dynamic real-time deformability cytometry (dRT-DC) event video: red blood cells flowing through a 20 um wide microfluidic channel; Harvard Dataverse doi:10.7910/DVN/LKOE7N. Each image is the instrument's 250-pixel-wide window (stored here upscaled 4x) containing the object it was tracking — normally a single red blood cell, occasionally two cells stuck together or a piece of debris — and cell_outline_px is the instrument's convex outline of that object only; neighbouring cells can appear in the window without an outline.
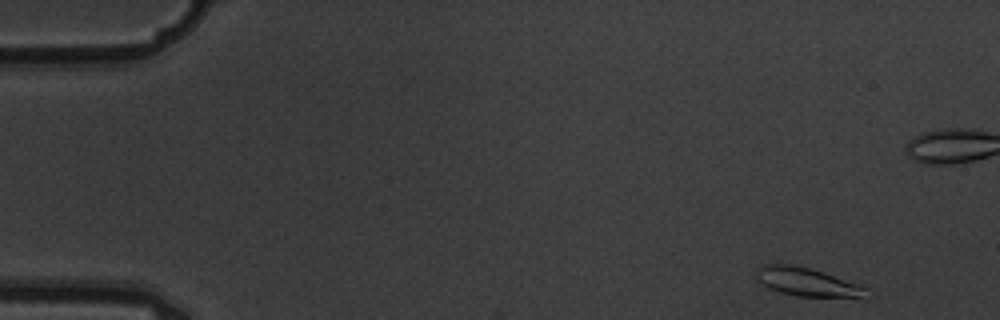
{"species": "common noctule bat (a hibernating species)", "species_latin": "Nyctalus noctula", "temperature_condition": "warm", "stored_images_in_passage": 6, "camera_frame_rate_fps": 3000, "um_per_image_px": 0.085, "animal": {"sex": "male", "body_mass_g": 19.5, "forearm_length_mm": 54.6}, "frame": {"image": 1, "passage_image": 1, "time_ms": 0.0, "image_size_px": [1000, 320], "cell_outline_px": [[872, 296], [868, 300], [864, 300], [796, 296], [780, 292], [760, 284], [756, 276], [756, 268], [764, 264], [788, 264], [808, 268], [860, 284], [868, 288]], "centroid_in_image_um": [68.77, 24.04], "position_along_channel_um": 16.2, "area_um2": 19.13}}
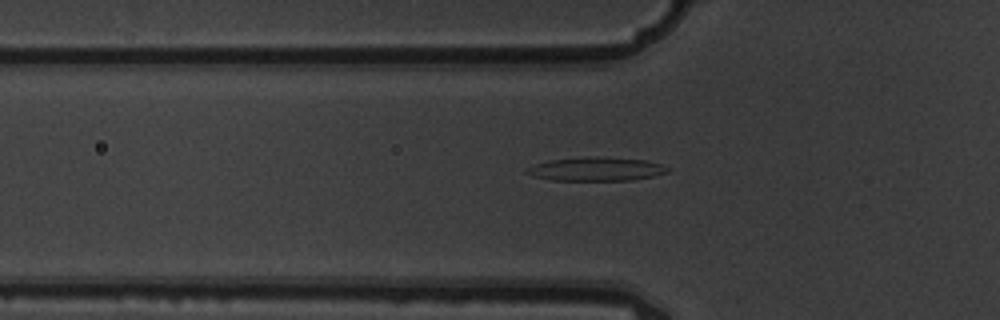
{"frame": {"image": 2, "passage_image": 6, "time_ms": 1.667, "image_size_px": [1000, 320], "cell_outline_px": [[672, 168], [668, 172], [652, 176], [632, 180], [552, 180], [532, 176], [524, 172], [524, 168], [548, 160], [588, 156], [648, 160]], "centroid_in_image_um": [50.65, 14.36], "position_along_channel_um": 75.2, "area_um2": 19.54}}